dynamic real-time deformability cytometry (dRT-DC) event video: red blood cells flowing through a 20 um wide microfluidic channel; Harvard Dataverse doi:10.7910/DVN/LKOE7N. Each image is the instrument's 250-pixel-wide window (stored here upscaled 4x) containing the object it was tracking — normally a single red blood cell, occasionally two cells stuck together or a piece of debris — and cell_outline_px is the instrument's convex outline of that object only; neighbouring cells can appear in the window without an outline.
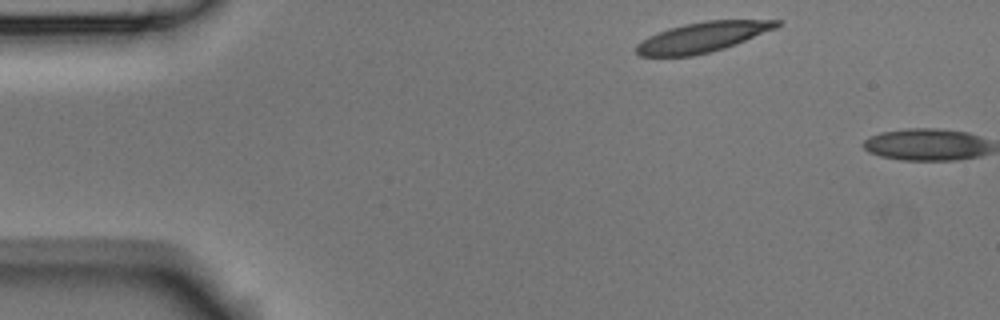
{"species": "Egyptian fruit bat (a non-hibernating species)", "species_latin": "Rousettus aegyptiacus", "temperature_condition": "room temperature", "stored_images_in_passage": 2, "camera_frame_rate_fps": 3000, "um_per_image_px": 0.085, "animal": {"sex": "male"}, "frame": {"image": 1, "passage_image": 1, "time_ms": 0.0, "image_size_px": [1000, 320], "cell_outline_px": [[780, 24], [776, 28], [736, 44], [724, 48], [692, 56], [640, 56], [636, 52], [636, 44], [648, 36], [668, 28], [684, 24], [704, 20], [780, 20]], "centroid_in_image_um": [59.69, 3.15], "position_along_channel_um": 25.3, "area_um2": 24.51}}